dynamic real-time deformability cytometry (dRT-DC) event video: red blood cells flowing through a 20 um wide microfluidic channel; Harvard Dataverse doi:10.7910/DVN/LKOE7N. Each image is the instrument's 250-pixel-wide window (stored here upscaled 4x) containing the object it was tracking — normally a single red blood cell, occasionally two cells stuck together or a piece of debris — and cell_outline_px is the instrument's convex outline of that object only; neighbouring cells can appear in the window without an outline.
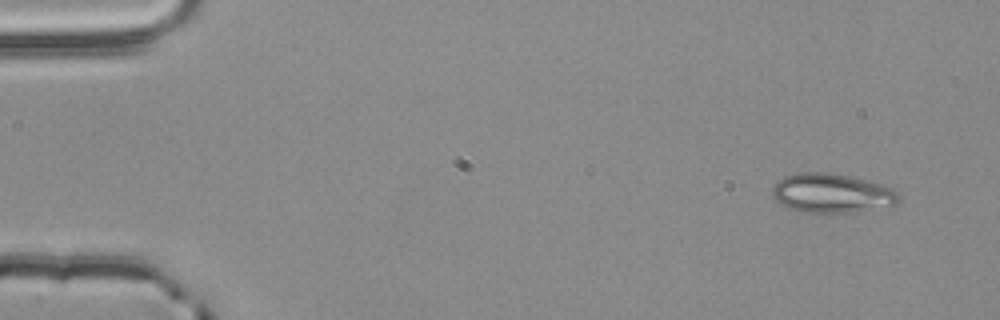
{"species": "common noctule bat (a hibernating species)", "species_latin": "Nyctalus noctula", "temperature_condition": "room temperature", "stored_images_in_passage": 4, "camera_frame_rate_fps": 3000, "um_per_image_px": 0.085, "animal": {"sex": "male", "body_mass_g": 20.4}, "frame": {"image": 1, "passage_image": 1, "time_ms": 0.0, "image_size_px": [1000, 320], "cell_outline_px": [[900, 200], [896, 204], [852, 212], [800, 212], [788, 208], [780, 204], [772, 196], [772, 188], [776, 180], [784, 176], [800, 172], [828, 172], [852, 176], [884, 184], [892, 188], [900, 196]], "centroid_in_image_um": [70.67, 16.4], "position_along_channel_um": 14.3, "area_um2": 29.13}}